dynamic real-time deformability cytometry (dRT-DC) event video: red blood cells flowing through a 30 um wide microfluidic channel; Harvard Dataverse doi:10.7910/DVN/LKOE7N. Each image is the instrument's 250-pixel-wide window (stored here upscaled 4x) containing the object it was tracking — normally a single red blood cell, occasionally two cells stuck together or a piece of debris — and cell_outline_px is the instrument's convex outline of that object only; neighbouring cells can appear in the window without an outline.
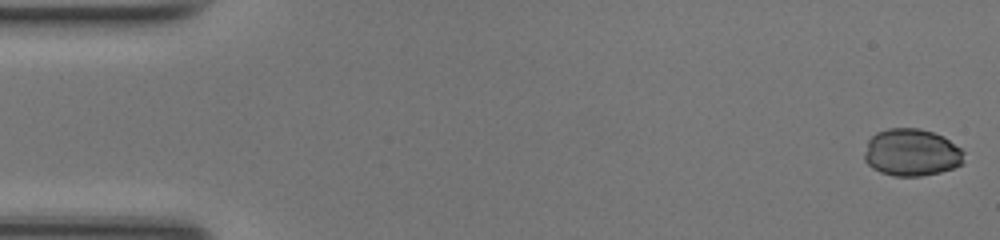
{"species": "common noctule bat (a hibernating species)", "species_latin": "Nyctalus noctula", "temperature_condition": "room temperature", "stored_images_in_passage": 49, "camera_frame_rate_fps": 3000, "um_per_image_px": 0.085, "animal": {"sex": "female", "body_mass_g": 17.0, "forearm_length_mm": 48.0}, "frame": {"image": 1, "passage_image": 1, "time_ms": 0.0, "image_size_px": [1000, 240], "cell_outline_px": [[964, 164], [940, 172], [920, 176], [896, 176], [880, 172], [872, 168], [864, 160], [864, 152], [868, 140], [876, 132], [888, 128], [920, 128], [944, 136], [960, 148], [964, 152]], "centroid_in_image_um": [77.48, 12.96], "position_along_channel_um": 7.5, "area_um2": 27.63}}
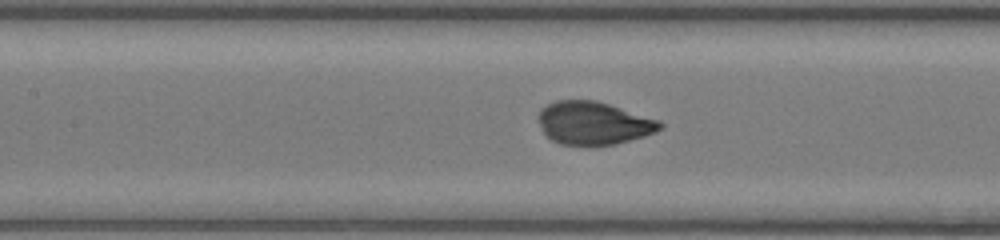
{"frame": {"image": 2, "passage_image": 22, "time_ms": 7.0, "image_size_px": [1000, 240], "cell_outline_px": [[664, 128], [656, 132], [644, 136], [616, 144], [560, 144], [552, 140], [544, 132], [536, 116], [540, 108], [556, 100], [596, 100], [660, 120], [664, 124]], "centroid_in_image_um": [50.46, 10.44], "position_along_channel_um": 156.9, "area_um2": 30.4}}
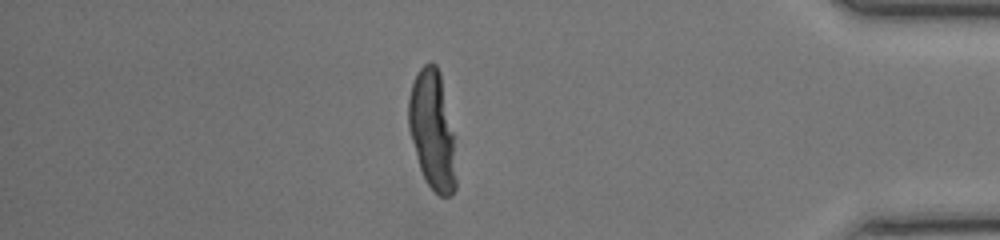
{"frame": {"image": 3, "passage_image": 42, "time_ms": 13.667, "image_size_px": [1000, 240], "cell_outline_px": [[456, 188], [452, 196], [440, 196], [428, 184], [420, 168], [416, 156], [408, 128], [408, 96], [416, 72], [424, 64], [432, 60], [436, 64], [440, 72], [452, 132], [456, 180]], "centroid_in_image_um": [36.72, 11.04], "position_along_channel_um": 398.5, "area_um2": 32.6}}